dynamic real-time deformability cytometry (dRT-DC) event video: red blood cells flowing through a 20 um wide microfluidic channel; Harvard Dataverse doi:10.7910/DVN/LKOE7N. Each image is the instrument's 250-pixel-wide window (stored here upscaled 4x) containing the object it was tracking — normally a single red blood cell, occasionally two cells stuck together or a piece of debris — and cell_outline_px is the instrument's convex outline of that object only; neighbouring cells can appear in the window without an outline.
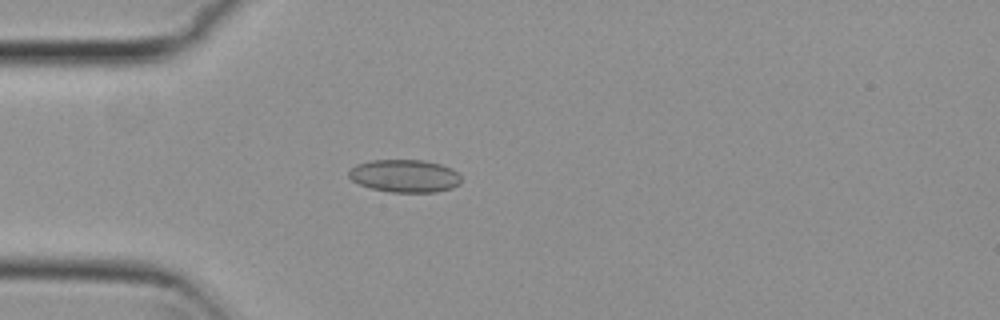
{"species": "common noctule bat (a hibernating species)", "species_latin": "Nyctalus noctula", "temperature_condition": "cold", "stored_images_in_passage": 5, "camera_frame_rate_fps": 3000, "um_per_image_px": 0.085, "animal": {"sex": "female", "body_mass_g": 29.2, "forearm_length_mm": 56.3}, "frame": {"image": 1, "passage_image": 4, "time_ms": 1.0, "image_size_px": [1000, 320], "cell_outline_px": [[460, 184], [452, 188], [436, 192], [388, 192], [372, 188], [360, 184], [352, 180], [348, 176], [348, 172], [356, 164], [372, 160], [424, 160], [440, 164], [452, 168], [460, 176]], "centroid_in_image_um": [34.41, 14.95], "position_along_channel_um": 50.6, "area_um2": 21.44}}